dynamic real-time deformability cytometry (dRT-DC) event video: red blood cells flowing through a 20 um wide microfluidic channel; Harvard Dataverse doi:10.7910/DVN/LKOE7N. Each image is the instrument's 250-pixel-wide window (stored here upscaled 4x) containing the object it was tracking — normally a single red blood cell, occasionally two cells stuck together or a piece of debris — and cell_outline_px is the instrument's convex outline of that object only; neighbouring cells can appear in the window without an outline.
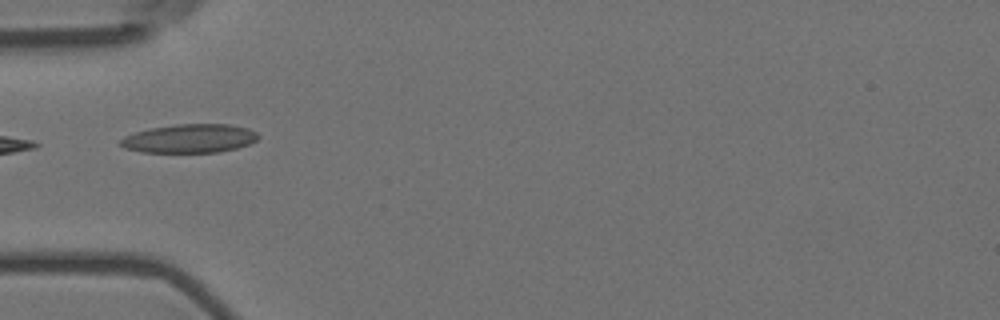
{"species": "Egyptian fruit bat (a non-hibernating species)", "species_latin": "Rousettus aegyptiacus", "temperature_condition": "room temperature", "stored_images_in_passage": 12, "camera_frame_rate_fps": 3000, "um_per_image_px": 0.085, "animal": {"sex": "female"}, "frame": {"image": 1, "passage_image": 2, "time_ms": 0.333, "image_size_px": [1000, 320], "cell_outline_px": [[260, 136], [256, 140], [248, 144], [236, 148], [220, 152], [144, 152], [124, 148], [120, 144], [120, 140], [124, 136], [136, 132], [152, 128], [176, 124], [228, 124], [248, 128], [256, 132]], "centroid_in_image_um": [16.13, 11.77], "position_along_channel_um": 68.9, "area_um2": 22.89}}
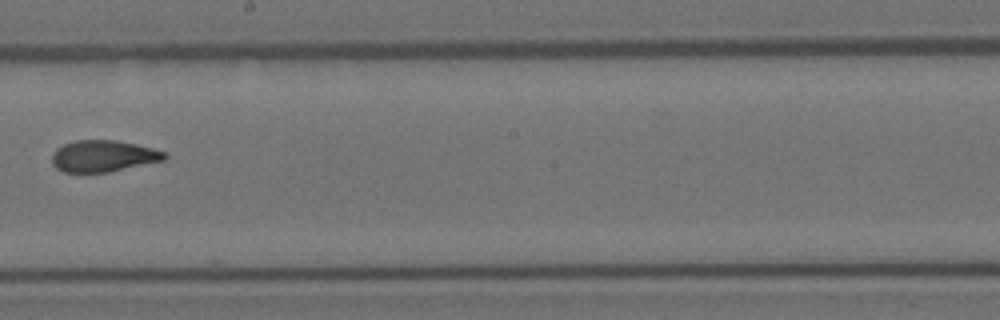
{"frame": {"image": 2, "passage_image": 6, "time_ms": 1.667, "image_size_px": [1000, 320], "cell_outline_px": [[168, 156], [164, 160], [108, 172], [84, 176], [64, 172], [56, 168], [52, 164], [52, 156], [56, 148], [64, 144], [76, 140], [116, 140], [136, 144], [152, 148], [164, 152]], "centroid_in_image_um": [8.71, 13.3], "position_along_channel_um": 239.5, "area_um2": 21.21}}
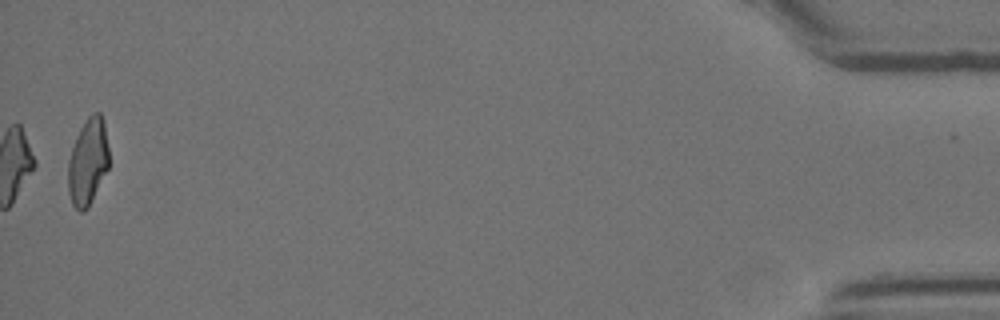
{"frame": {"image": 3, "passage_image": 12, "time_ms": 3.667, "image_size_px": [1000, 320], "cell_outline_px": [[108, 168], [88, 208], [84, 212], [80, 212], [72, 204], [68, 192], [68, 160], [76, 136], [80, 128], [88, 116], [92, 112], [100, 112], [104, 120], [108, 148]], "centroid_in_image_um": [7.46, 13.74], "position_along_channel_um": 427.7, "area_um2": 20.69}}